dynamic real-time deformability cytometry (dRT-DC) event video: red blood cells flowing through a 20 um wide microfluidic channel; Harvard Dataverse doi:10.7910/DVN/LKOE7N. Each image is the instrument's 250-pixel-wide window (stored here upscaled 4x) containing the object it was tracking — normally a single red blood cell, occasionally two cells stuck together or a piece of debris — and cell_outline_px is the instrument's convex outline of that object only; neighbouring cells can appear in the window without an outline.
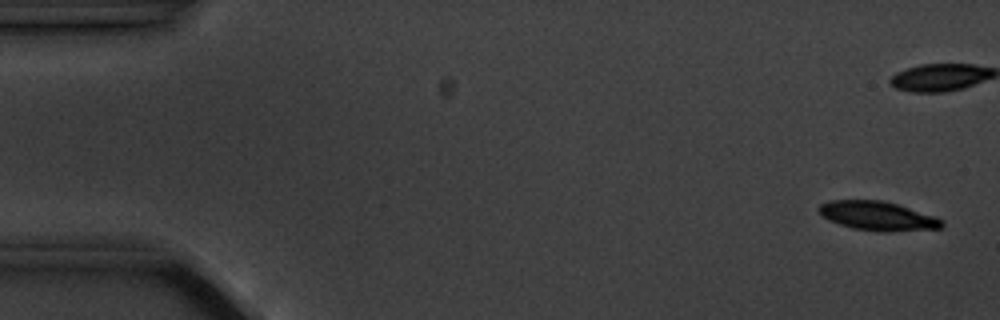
{"species": "common noctule bat (a hibernating species)", "species_latin": "Nyctalus noctula", "temperature_condition": "cold", "stored_images_in_passage": 9, "camera_frame_rate_fps": 3000, "um_per_image_px": 0.085, "animal": {"sex": "male", "body_mass_g": 20.1, "forearm_length_mm": 53.5}, "frame": {"image": 1, "passage_image": 1, "time_ms": 0.0, "image_size_px": [1000, 320], "cell_outline_px": [[944, 224], [940, 228], [884, 232], [852, 228], [828, 220], [816, 208], [820, 204], [828, 200], [884, 200], [936, 216], [944, 220]], "centroid_in_image_um": [74.61, 18.34], "position_along_channel_um": 10.4, "area_um2": 20.87}}
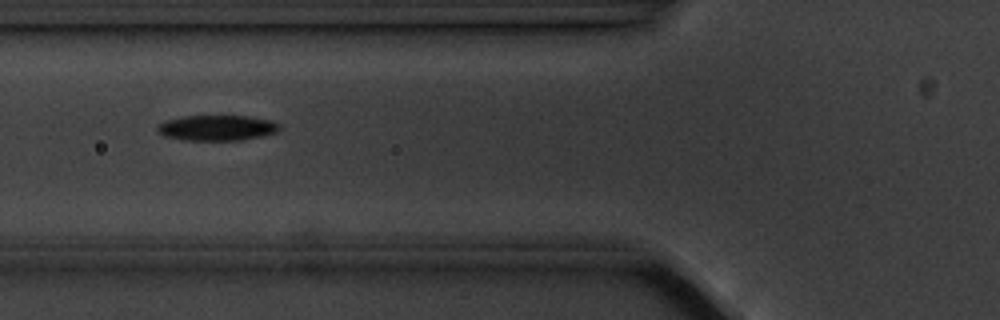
{"frame": {"image": 2, "passage_image": 7, "time_ms": 7.0, "image_size_px": [1000, 320], "cell_outline_px": [[280, 128], [276, 132], [260, 136], [236, 140], [184, 140], [164, 136], [156, 132], [156, 124], [164, 120], [184, 116], [248, 116], [272, 120], [280, 124]], "centroid_in_image_um": [18.38, 10.86], "position_along_channel_um": 107.4, "area_um2": 18.21}}
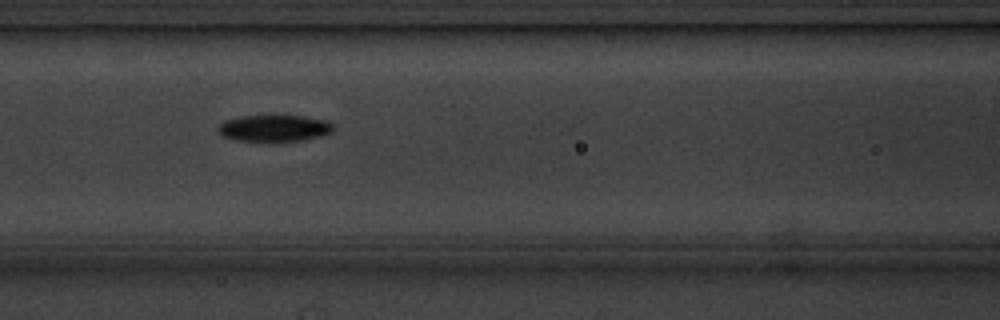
{"frame": {"image": 3, "passage_image": 8, "time_ms": 8.0, "image_size_px": [1000, 320], "cell_outline_px": [[336, 128], [332, 132], [320, 136], [304, 140], [236, 140], [220, 136], [216, 128], [224, 120], [244, 116], [304, 116], [328, 120]], "centroid_in_image_um": [23.32, 10.88], "position_along_channel_um": 143.3, "area_um2": 17.74}}